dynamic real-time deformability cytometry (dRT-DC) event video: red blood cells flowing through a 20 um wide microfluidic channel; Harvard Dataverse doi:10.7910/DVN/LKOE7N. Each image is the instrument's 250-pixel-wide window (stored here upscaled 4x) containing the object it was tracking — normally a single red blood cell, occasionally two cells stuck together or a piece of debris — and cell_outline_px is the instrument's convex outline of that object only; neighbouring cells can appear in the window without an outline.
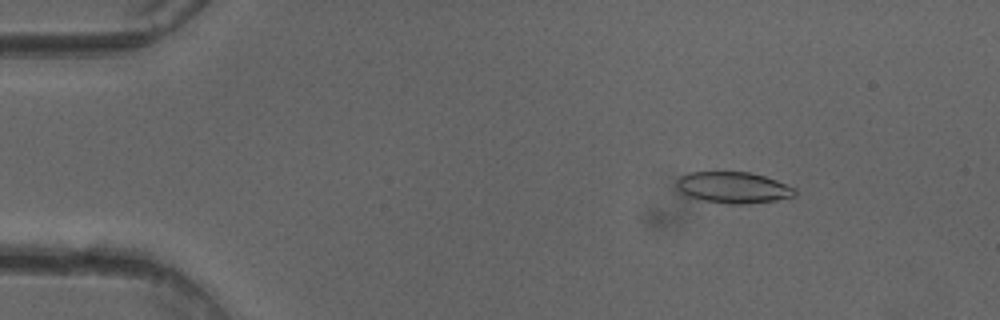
{"species": "common noctule bat (a hibernating species)", "species_latin": "Nyctalus noctula", "temperature_condition": "cold", "stored_images_in_passage": 48, "camera_frame_rate_fps": 3000, "um_per_image_px": 0.085, "animal": {"sex": "female"}, "frame": {"image": 1, "passage_image": 7, "time_ms": 2.0, "image_size_px": [1000, 320], "cell_outline_px": [[796, 196], [776, 200], [748, 204], [728, 204], [704, 200], [688, 196], [676, 184], [676, 180], [680, 176], [688, 172], [748, 172], [764, 176], [776, 180], [796, 188]], "centroid_in_image_um": [62.37, 15.94], "position_along_channel_um": 22.6, "area_um2": 21.44}}
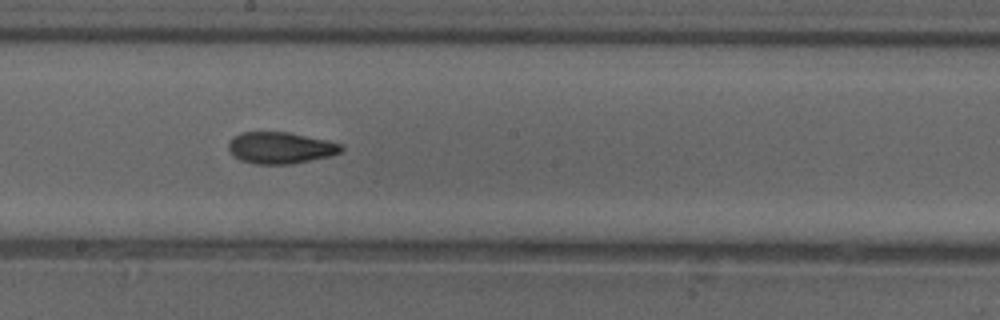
{"frame": {"image": 2, "passage_image": 28, "time_ms": 9.0, "image_size_px": [1000, 320], "cell_outline_px": [[344, 148], [340, 152], [328, 156], [292, 164], [256, 164], [240, 160], [232, 156], [228, 148], [228, 144], [232, 136], [240, 132], [288, 132], [328, 140], [344, 144]], "centroid_in_image_um": [23.81, 12.56], "position_along_channel_um": 224.4, "area_um2": 20.92}}
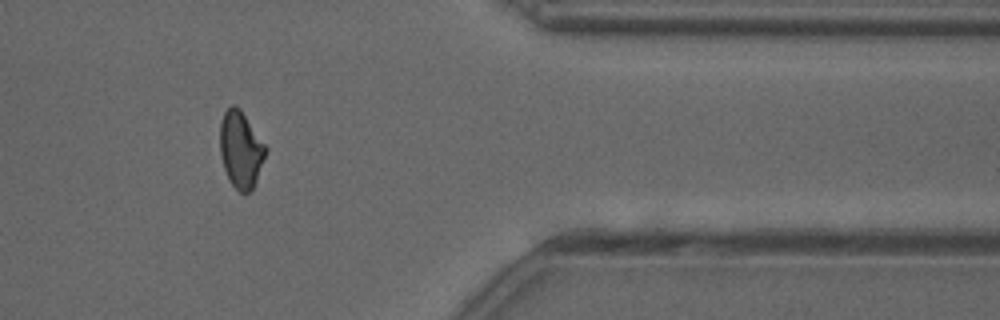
{"frame": {"image": 3, "passage_image": 42, "time_ms": 13.667, "image_size_px": [1000, 320], "cell_outline_px": [[268, 152], [256, 180], [252, 188], [244, 196], [232, 184], [224, 168], [220, 156], [220, 120], [224, 112], [232, 104], [236, 104], [240, 108], [268, 148]], "centroid_in_image_um": [20.47, 12.69], "position_along_channel_um": 390.9, "area_um2": 20.58}}